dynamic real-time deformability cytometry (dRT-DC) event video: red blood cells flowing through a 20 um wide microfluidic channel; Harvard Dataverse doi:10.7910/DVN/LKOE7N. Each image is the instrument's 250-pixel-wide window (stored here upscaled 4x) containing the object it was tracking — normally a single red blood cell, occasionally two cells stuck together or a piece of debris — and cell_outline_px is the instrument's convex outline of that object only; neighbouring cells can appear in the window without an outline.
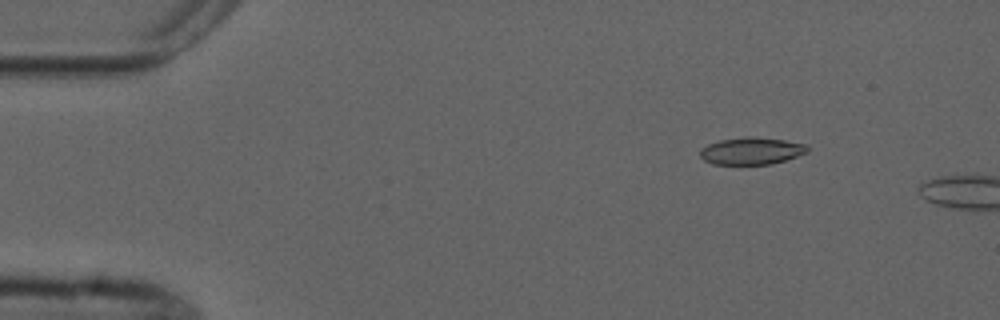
{"species": "common noctule bat (a hibernating species)", "species_latin": "Nyctalus noctula", "temperature_condition": "cold", "stored_images_in_passage": 6, "camera_frame_rate_fps": 3000, "um_per_image_px": 0.085, "animal": {"sex": "male", "forearm_length_mm": 52.5}, "frame": {"image": 1, "passage_image": 2, "time_ms": 2.0, "image_size_px": [1000, 320], "cell_outline_px": [[808, 152], [772, 164], [712, 164], [704, 160], [700, 156], [700, 148], [708, 144], [720, 140], [748, 136], [756, 136], [784, 140], [808, 144]], "centroid_in_image_um": [63.87, 12.82], "position_along_channel_um": 21.1, "area_um2": 17.05}}
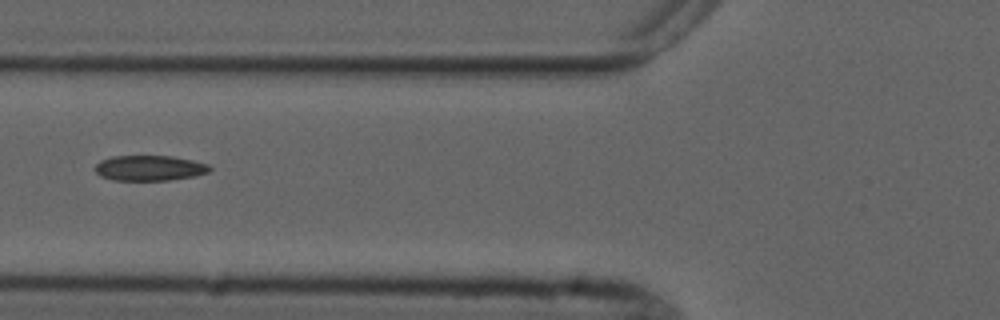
{"frame": {"image": 2, "passage_image": 6, "time_ms": 6.667, "image_size_px": [1000, 320], "cell_outline_px": [[212, 168], [208, 172], [196, 176], [168, 180], [112, 180], [100, 176], [96, 172], [96, 164], [100, 160], [112, 156], [172, 156], [192, 160], [208, 164]], "centroid_in_image_um": [12.71, 14.28], "position_along_channel_um": 113.1, "area_um2": 16.94}}